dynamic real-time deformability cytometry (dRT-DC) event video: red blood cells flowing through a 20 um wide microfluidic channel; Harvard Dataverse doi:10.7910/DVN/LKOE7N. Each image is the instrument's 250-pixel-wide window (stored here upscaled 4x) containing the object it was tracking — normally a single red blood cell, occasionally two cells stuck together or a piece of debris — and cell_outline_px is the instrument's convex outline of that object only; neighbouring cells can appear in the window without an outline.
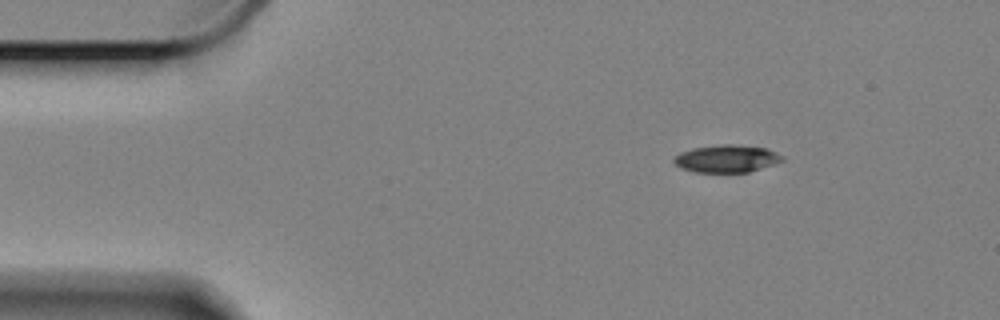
{"species": "Egyptian fruit bat (a non-hibernating species)", "species_latin": "Rousettus aegyptiacus", "temperature_condition": "cold", "stored_images_in_passage": 8, "camera_frame_rate_fps": 3000, "um_per_image_px": 0.085, "animal": {"sex": "female"}, "frame": {"image": 1, "passage_image": 1, "time_ms": 0.0, "image_size_px": [1000, 320], "cell_outline_px": [[784, 160], [748, 172], [696, 172], [680, 168], [672, 160], [680, 152], [692, 148], [724, 144], [732, 144], [764, 148], [776, 152], [784, 156]], "centroid_in_image_um": [61.74, 13.48], "position_along_channel_um": 23.3, "area_um2": 17.17}}